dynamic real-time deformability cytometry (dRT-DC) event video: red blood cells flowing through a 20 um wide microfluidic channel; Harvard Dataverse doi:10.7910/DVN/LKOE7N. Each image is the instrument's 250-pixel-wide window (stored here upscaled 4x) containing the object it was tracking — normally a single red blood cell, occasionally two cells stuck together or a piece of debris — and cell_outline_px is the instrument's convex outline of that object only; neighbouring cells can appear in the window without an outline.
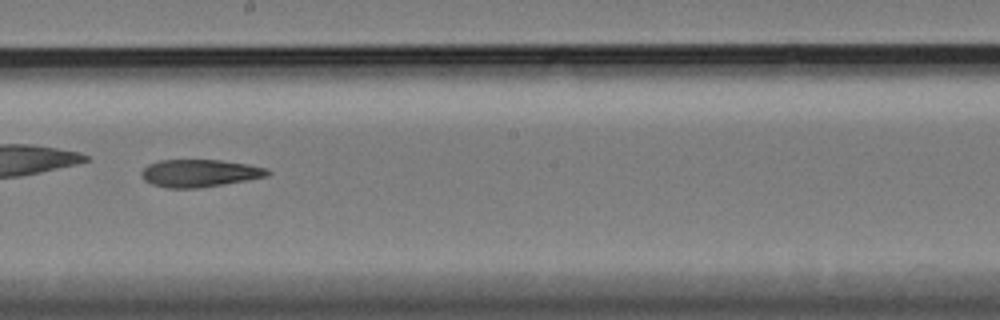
{"species": "Egyptian fruit bat (a non-hibernating species)", "species_latin": "Rousettus aegyptiacus", "temperature_condition": "cold", "stored_images_in_passage": 35, "camera_frame_rate_fps": 3000, "um_per_image_px": 0.085, "animal": {"sex": "female"}, "frame": {"image": 1, "passage_image": 16, "time_ms": 5.0, "image_size_px": [1000, 320], "cell_outline_px": [[272, 172], [268, 176], [248, 180], [200, 188], [168, 188], [152, 184], [144, 180], [140, 172], [148, 164], [160, 160], [220, 160], [248, 164], [268, 168]], "centroid_in_image_um": [16.99, 14.72], "position_along_channel_um": 231.2, "area_um2": 20.35}}